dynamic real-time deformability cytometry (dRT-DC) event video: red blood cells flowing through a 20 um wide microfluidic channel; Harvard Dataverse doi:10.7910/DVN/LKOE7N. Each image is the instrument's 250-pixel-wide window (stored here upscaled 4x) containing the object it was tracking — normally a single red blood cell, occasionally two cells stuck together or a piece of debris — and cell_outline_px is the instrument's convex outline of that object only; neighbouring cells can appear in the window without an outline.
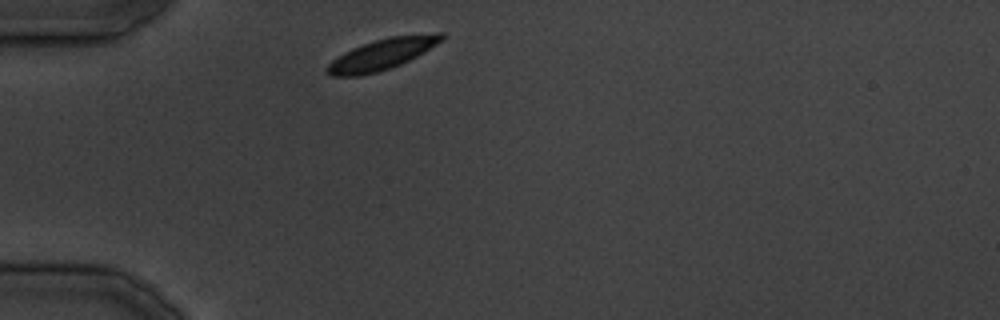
{"species": "common noctule bat (a hibernating species)", "species_latin": "Nyctalus noctula", "temperature_condition": "cold", "stored_images_in_passage": 23, "camera_frame_rate_fps": 3000, "um_per_image_px": 0.085, "animal": {"sex": "male", "body_mass_g": 19.5, "forearm_length_mm": 54.6}, "frame": {"image": 1, "passage_image": 1, "time_ms": 0.0, "image_size_px": [1000, 320], "cell_outline_px": [[444, 40], [416, 56], [400, 64], [376, 72], [360, 76], [332, 76], [324, 72], [324, 68], [332, 60], [344, 52], [352, 48], [376, 40], [392, 36], [436, 32], [444, 32]], "centroid_in_image_um": [32.46, 4.61], "position_along_channel_um": 52.5, "area_um2": 20.52}}
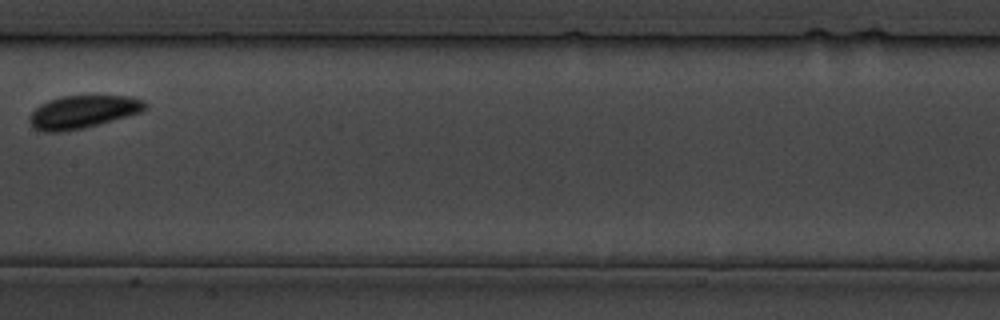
{"frame": {"image": 2, "passage_image": 10, "time_ms": 11.333, "image_size_px": [1000, 320], "cell_outline_px": [[148, 104], [140, 112], [84, 128], [60, 132], [40, 132], [32, 128], [28, 124], [28, 116], [40, 104], [48, 100], [64, 96], [128, 96], [144, 100]], "centroid_in_image_um": [6.96, 9.52], "position_along_channel_um": 200.4, "area_um2": 22.14}}
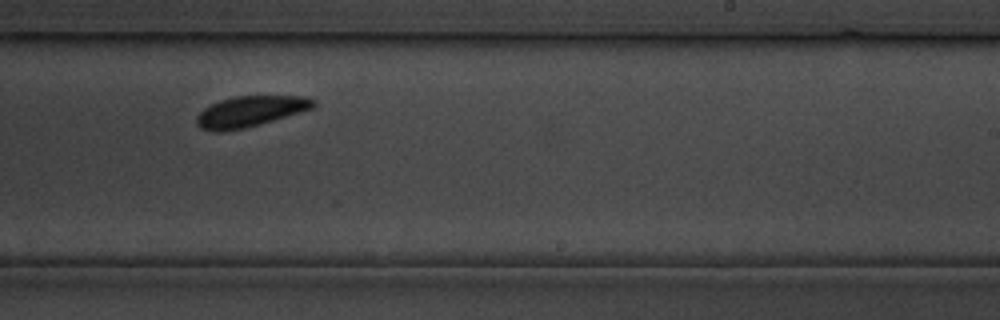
{"frame": {"image": 3, "passage_image": 14, "time_ms": 16.0, "image_size_px": [1000, 320], "cell_outline_px": [[316, 104], [312, 108], [300, 112], [260, 124], [244, 128], [224, 132], [212, 132], [200, 128], [196, 124], [196, 116], [204, 108], [220, 100], [236, 96], [304, 96], [316, 100]], "centroid_in_image_um": [21.23, 9.48], "position_along_channel_um": 267.8, "area_um2": 20.92}}